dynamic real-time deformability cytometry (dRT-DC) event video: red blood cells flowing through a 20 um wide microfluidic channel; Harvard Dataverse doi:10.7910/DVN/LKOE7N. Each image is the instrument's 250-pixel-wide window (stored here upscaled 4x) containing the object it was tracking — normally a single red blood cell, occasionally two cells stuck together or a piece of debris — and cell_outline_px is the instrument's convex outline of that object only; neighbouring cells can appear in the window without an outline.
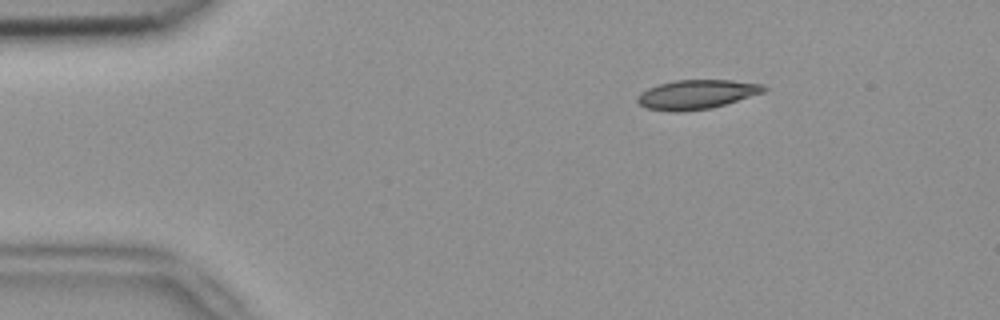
{"species": "common noctule bat (a hibernating species)", "species_latin": "Nyctalus noctula", "temperature_condition": "room temperature", "stored_images_in_passage": 45, "camera_frame_rate_fps": 3000, "um_per_image_px": 0.085, "animal": {"sex": "female", "body_mass_g": 18.4}, "frame": {"image": 1, "passage_image": 1, "time_ms": 0.0, "image_size_px": [1000, 320], "cell_outline_px": [[768, 88], [764, 92], [712, 108], [676, 112], [672, 112], [644, 108], [636, 100], [636, 96], [640, 92], [648, 88], [672, 80], [732, 80], [764, 84]], "centroid_in_image_um": [59.19, 8.02], "position_along_channel_um": 25.8, "area_um2": 21.68}}
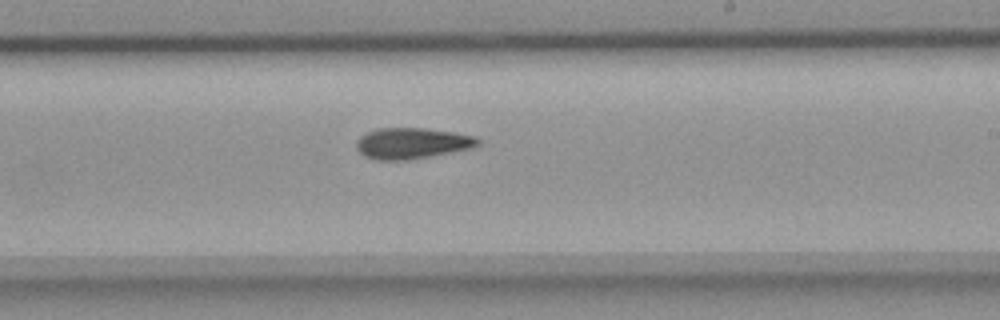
{"frame": {"image": 2, "passage_image": 24, "time_ms": 7.667, "image_size_px": [1000, 320], "cell_outline_px": [[484, 140], [480, 144], [472, 148], [408, 160], [376, 160], [364, 156], [356, 148], [356, 140], [360, 136], [376, 128], [424, 128], [452, 132], [476, 136]], "centroid_in_image_um": [35.03, 12.17], "position_along_channel_um": 254.0, "area_um2": 22.08}}
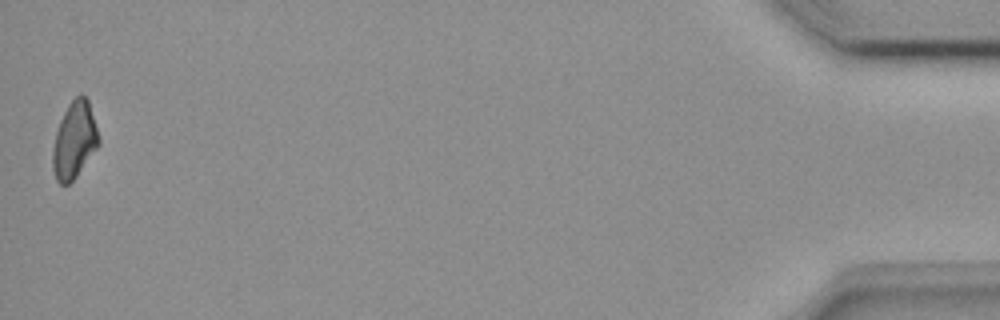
{"frame": {"image": 3, "passage_image": 45, "time_ms": 14.667, "image_size_px": [1000, 320], "cell_outline_px": [[100, 144], [76, 176], [68, 184], [60, 184], [56, 180], [52, 168], [52, 152], [56, 132], [60, 120], [68, 104], [80, 92], [88, 100], [100, 140]], "centroid_in_image_um": [6.31, 11.92], "position_along_channel_um": 428.9, "area_um2": 20.4}}